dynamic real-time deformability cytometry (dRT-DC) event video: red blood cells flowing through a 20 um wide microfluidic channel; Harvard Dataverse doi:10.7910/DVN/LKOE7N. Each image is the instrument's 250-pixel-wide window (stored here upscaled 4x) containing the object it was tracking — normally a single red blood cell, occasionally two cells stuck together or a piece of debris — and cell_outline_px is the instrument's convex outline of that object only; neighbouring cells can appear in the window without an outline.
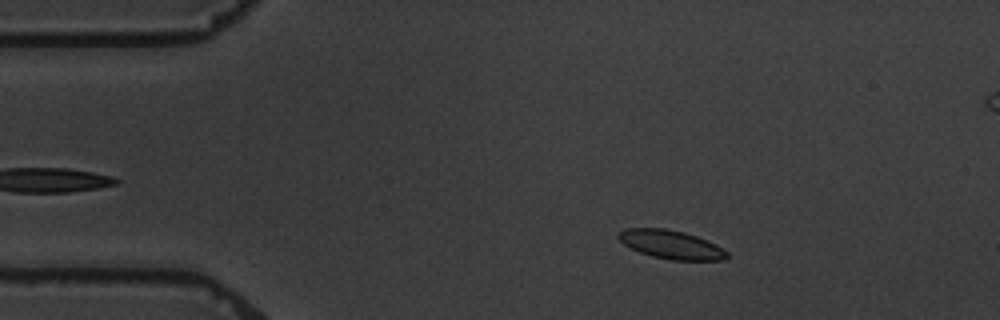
{"species": "common noctule bat (a hibernating species)", "species_latin": "Nyctalus noctula", "temperature_condition": "warm", "stored_images_in_passage": 5, "camera_frame_rate_fps": 3000, "um_per_image_px": 0.085, "animal": {"sex": "male", "body_mass_g": 19.5, "forearm_length_mm": 54.6}, "frame": {"image": 1, "passage_image": 2, "time_ms": 1.333, "image_size_px": [1000, 320], "cell_outline_px": [[728, 256], [724, 260], [672, 260], [652, 256], [640, 252], [624, 244], [616, 236], [624, 228], [664, 228], [684, 232], [696, 236], [716, 244], [728, 252]], "centroid_in_image_um": [57.05, 20.78], "position_along_channel_um": 28.0, "area_um2": 17.98}}